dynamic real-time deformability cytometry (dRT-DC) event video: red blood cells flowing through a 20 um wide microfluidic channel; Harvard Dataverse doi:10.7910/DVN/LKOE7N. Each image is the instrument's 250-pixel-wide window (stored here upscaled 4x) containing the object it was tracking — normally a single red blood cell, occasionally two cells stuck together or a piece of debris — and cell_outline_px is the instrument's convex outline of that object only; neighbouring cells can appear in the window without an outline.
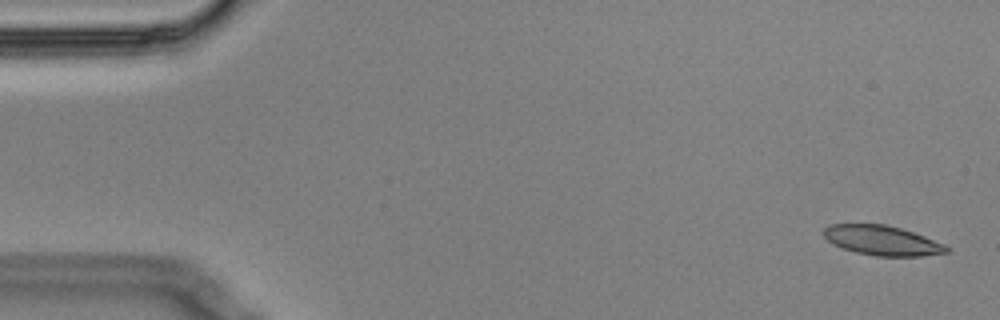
{"species": "Egyptian fruit bat (a non-hibernating species)", "species_latin": "Rousettus aegyptiacus", "temperature_condition": "cold", "stored_images_in_passage": 6, "camera_frame_rate_fps": 3000, "um_per_image_px": 0.085, "animal": {"sex": "male"}, "frame": {"image": 1, "passage_image": 1, "time_ms": 0.0, "image_size_px": [1000, 320], "cell_outline_px": [[952, 252], [920, 256], [876, 256], [856, 252], [832, 244], [824, 236], [824, 228], [828, 224], [884, 224], [900, 228], [924, 236], [944, 244], [952, 248]], "centroid_in_image_um": [75.01, 20.44], "position_along_channel_um": 10.0, "area_um2": 21.27}}
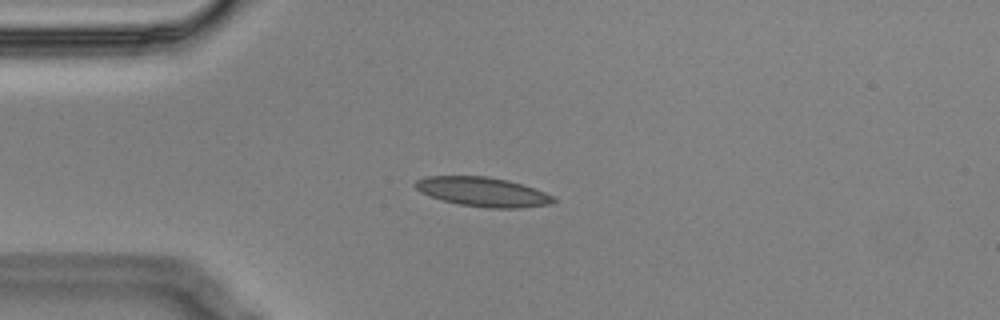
{"frame": {"image": 2, "passage_image": 4, "time_ms": 1.0, "image_size_px": [1000, 320], "cell_outline_px": [[556, 200], [548, 204], [520, 208], [488, 208], [460, 204], [428, 196], [420, 192], [416, 188], [416, 180], [428, 176], [484, 176], [508, 180], [544, 192], [552, 196]], "centroid_in_image_um": [41.0, 16.31], "position_along_channel_um": 44.0, "area_um2": 23.24}}
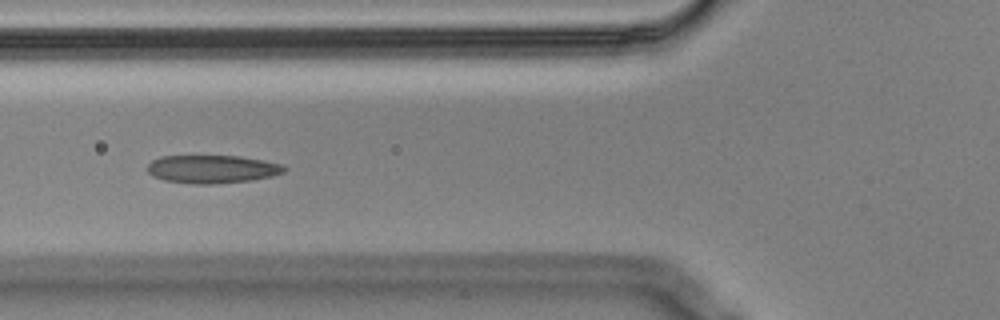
{"frame": {"image": 3, "passage_image": 6, "time_ms": 1.667, "image_size_px": [1000, 320], "cell_outline_px": [[288, 168], [284, 172], [272, 176], [252, 180], [212, 184], [192, 184], [164, 180], [152, 176], [148, 172], [148, 164], [152, 160], [160, 156], [240, 156], [264, 160], [284, 164]], "centroid_in_image_um": [18.06, 14.37], "position_along_channel_um": 107.7, "area_um2": 22.6}}